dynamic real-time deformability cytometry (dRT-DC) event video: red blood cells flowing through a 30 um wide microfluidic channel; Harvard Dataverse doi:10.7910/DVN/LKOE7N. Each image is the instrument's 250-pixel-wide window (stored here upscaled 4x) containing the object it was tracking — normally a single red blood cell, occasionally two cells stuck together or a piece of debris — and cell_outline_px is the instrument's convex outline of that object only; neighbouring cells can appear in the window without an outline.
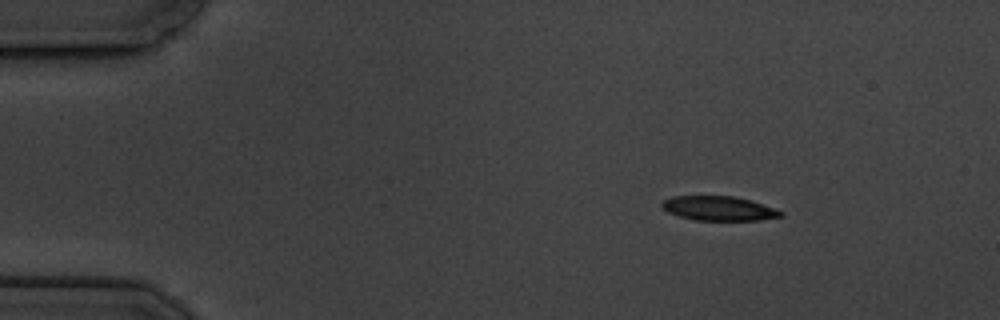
{"species": "common noctule bat (a hibernating species)", "species_latin": "Nyctalus noctula", "temperature_condition": "cold", "stored_images_in_passage": 10, "camera_frame_rate_fps": 3000, "um_per_image_px": 0.085, "animal": {"sex": "male", "body_mass_g": 19.5, "forearm_length_mm": 54.6}, "frame": {"image": 1, "passage_image": 1, "time_ms": 0.0, "image_size_px": [1000, 320], "cell_outline_px": [[784, 216], [760, 220], [696, 220], [680, 216], [668, 212], [660, 204], [664, 200], [672, 196], [736, 196], [752, 200], [784, 212]], "centroid_in_image_um": [61.13, 17.71], "position_along_channel_um": 23.9, "area_um2": 16.88}}
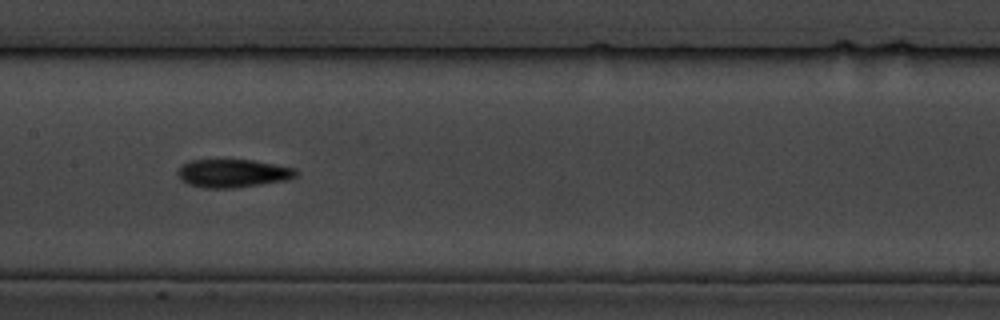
{"frame": {"image": 2, "passage_image": 7, "time_ms": 7.0, "image_size_px": [1000, 320], "cell_outline_px": [[300, 172], [296, 176], [284, 180], [260, 184], [232, 188], [204, 188], [188, 184], [180, 180], [176, 172], [188, 160], [252, 160], [296, 168]], "centroid_in_image_um": [19.77, 14.73], "position_along_channel_um": 187.6, "area_um2": 19.36}}
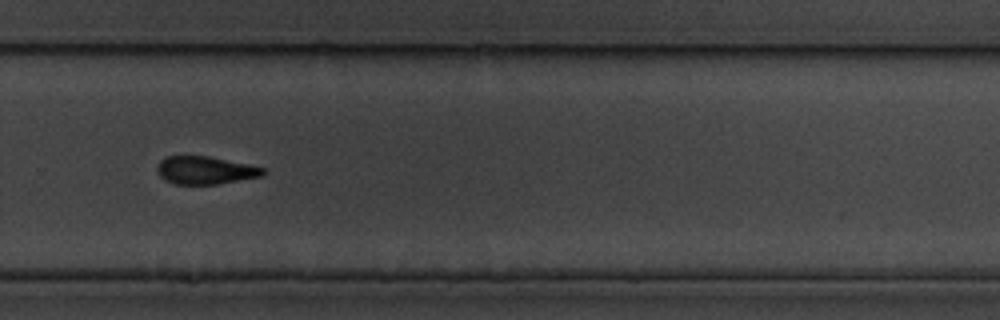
{"frame": {"image": 3, "passage_image": 10, "time_ms": 10.667, "image_size_px": [1000, 320], "cell_outline_px": [[268, 172], [264, 176], [216, 184], [176, 184], [164, 180], [156, 172], [156, 168], [160, 160], [164, 156], [208, 156], [248, 164], [264, 168]], "centroid_in_image_um": [17.44, 14.47], "position_along_channel_um": 312.4, "area_um2": 17.34}}